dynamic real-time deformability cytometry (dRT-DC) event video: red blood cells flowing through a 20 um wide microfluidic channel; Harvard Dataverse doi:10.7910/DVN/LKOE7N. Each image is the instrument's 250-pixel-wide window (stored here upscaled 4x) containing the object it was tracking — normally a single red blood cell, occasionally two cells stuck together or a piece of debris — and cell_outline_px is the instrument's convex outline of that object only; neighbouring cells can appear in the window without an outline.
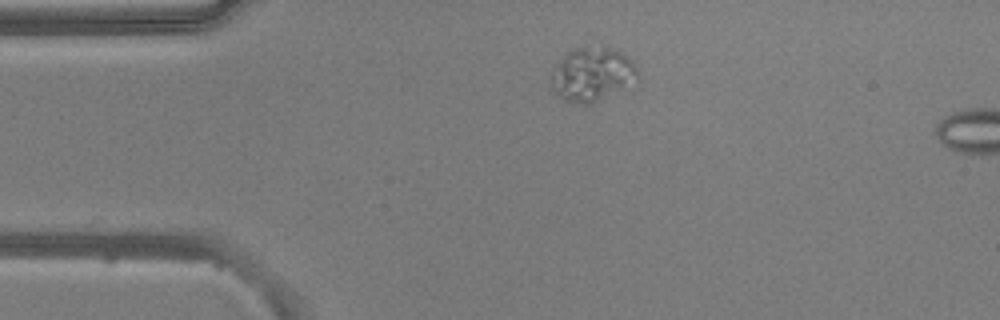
{"species": "common noctule bat (a hibernating species)", "species_latin": "Nyctalus noctula", "temperature_condition": "warm", "stored_images_in_passage": 4, "camera_frame_rate_fps": 3000, "um_per_image_px": 0.085, "animal": {"sex": "male", "body_mass_g": 20.5, "forearm_length_mm": 52.5}, "frame": {"image": 1, "passage_image": 1, "time_ms": 0.0, "image_size_px": [1000, 320], "cell_outline_px": [[640, 80], [632, 92], [592, 104], [580, 104], [564, 100], [556, 96], [552, 92], [548, 80], [552, 68], [568, 52], [584, 44], [612, 48], [628, 56], [632, 60], [640, 76]], "centroid_in_image_um": [50.42, 6.39], "position_along_channel_um": 34.6, "area_um2": 29.42}}